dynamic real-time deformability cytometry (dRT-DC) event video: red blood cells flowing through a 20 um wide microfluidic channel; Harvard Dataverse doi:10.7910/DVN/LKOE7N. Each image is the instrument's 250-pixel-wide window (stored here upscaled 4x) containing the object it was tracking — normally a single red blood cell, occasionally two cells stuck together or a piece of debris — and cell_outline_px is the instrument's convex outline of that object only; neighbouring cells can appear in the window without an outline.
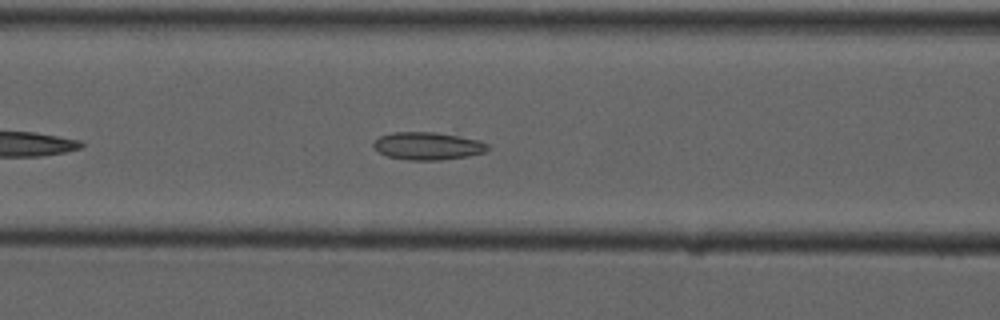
{"species": "common noctule bat (a hibernating species)", "species_latin": "Nyctalus noctula", "temperature_condition": "cold", "stored_images_in_passage": 7, "camera_frame_rate_fps": 3000, "um_per_image_px": 0.085, "animal": {"sex": "male", "forearm_length_mm": 52.5}, "frame": {"image": 1, "passage_image": 7, "time_ms": 7.0, "image_size_px": [1000, 320], "cell_outline_px": [[488, 148], [484, 152], [468, 156], [440, 160], [408, 160], [388, 156], [380, 152], [372, 144], [380, 136], [392, 132], [432, 132], [480, 140], [488, 144]], "centroid_in_image_um": [36.36, 12.41], "position_along_channel_um": 130.2, "area_um2": 18.15}}